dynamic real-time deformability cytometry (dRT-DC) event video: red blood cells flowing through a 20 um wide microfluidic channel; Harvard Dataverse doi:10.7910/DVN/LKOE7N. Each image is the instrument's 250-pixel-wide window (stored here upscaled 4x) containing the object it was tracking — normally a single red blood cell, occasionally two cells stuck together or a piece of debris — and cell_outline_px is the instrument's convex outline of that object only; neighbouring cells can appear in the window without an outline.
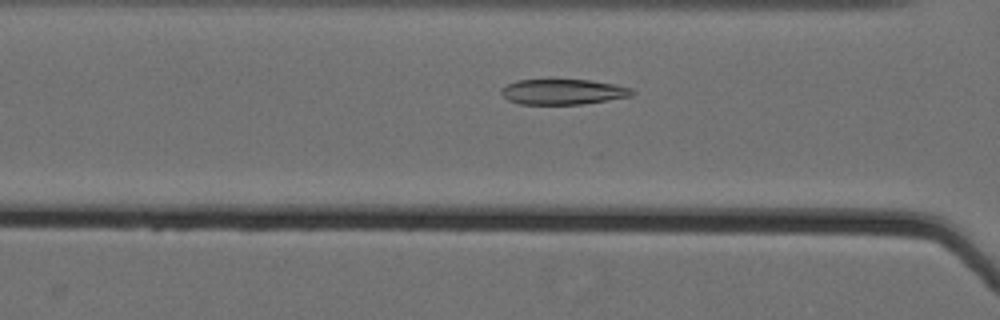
{"species": "Egyptian fruit bat (a non-hibernating species)", "species_latin": "Rousettus aegyptiacus", "temperature_condition": "cold", "stored_images_in_passage": 42, "camera_frame_rate_fps": 3000, "um_per_image_px": 0.085, "animal": {"sex": "female"}, "frame": {"image": 1, "passage_image": 15, "time_ms": 4.667, "image_size_px": [1000, 320], "cell_outline_px": [[636, 92], [632, 96], [580, 104], [520, 104], [508, 100], [500, 92], [500, 88], [516, 80], [588, 80], [612, 84], [632, 88]], "centroid_in_image_um": [47.84, 7.8], "position_along_channel_um": 118.8, "area_um2": 19.19}}
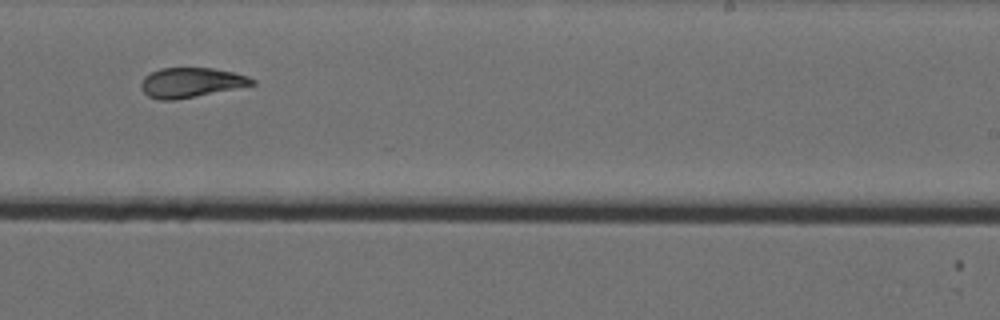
{"frame": {"image": 2, "passage_image": 28, "time_ms": 9.0, "image_size_px": [1000, 320], "cell_outline_px": [[256, 84], [176, 100], [160, 100], [148, 96], [140, 88], [140, 84], [144, 76], [160, 68], [212, 68], [232, 72], [248, 76], [256, 80]], "centroid_in_image_um": [16.22, 7.02], "position_along_channel_um": 272.8, "area_um2": 19.19}}
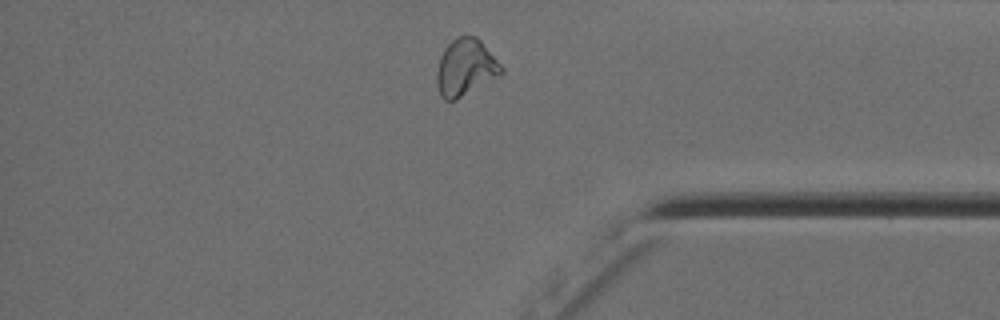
{"frame": {"image": 3, "passage_image": 39, "time_ms": 12.667, "image_size_px": [1000, 320], "cell_outline_px": [[504, 72], [456, 100], [444, 100], [440, 96], [436, 84], [436, 72], [440, 56], [444, 48], [456, 36], [476, 36], [480, 40], [504, 68]], "centroid_in_image_um": [39.53, 5.73], "position_along_channel_um": 395.7, "area_um2": 21.27}, "authors_computed_cell_mechanics": {"area_um2": 20.1722, "velocity_mm_per_s": 3.5492, "shape_relaxation_time_tau1_ms": 4.4878, "shape_relaxation_time_tau2_ms": 1.8809, "deformation_change_tau1": 0.1764, "deformation_change_tau2": 0.0659}}